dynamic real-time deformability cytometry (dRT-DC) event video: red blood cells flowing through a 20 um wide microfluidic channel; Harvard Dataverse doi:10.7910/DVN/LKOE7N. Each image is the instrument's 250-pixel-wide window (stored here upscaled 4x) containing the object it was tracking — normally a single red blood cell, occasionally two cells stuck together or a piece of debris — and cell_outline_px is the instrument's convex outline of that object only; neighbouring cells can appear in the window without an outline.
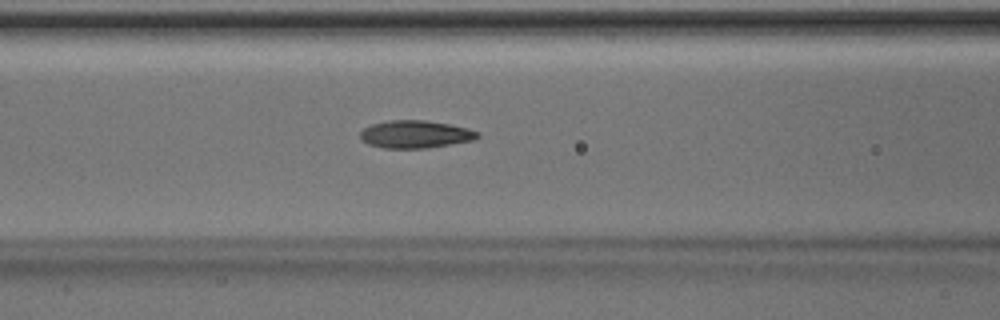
{"species": "Egyptian fruit bat (a non-hibernating species)", "species_latin": "Rousettus aegyptiacus", "temperature_condition": "room temperature", "stored_images_in_passage": 34, "camera_frame_rate_fps": 3000, "um_per_image_px": 0.085, "animal": {"sex": "male"}, "frame": {"image": 1, "passage_image": 5, "time_ms": 1.333, "image_size_px": [1000, 320], "cell_outline_px": [[480, 136], [476, 140], [428, 148], [384, 148], [368, 144], [360, 140], [360, 132], [364, 128], [372, 124], [388, 120], [424, 120], [448, 124], [468, 128], [480, 132]], "centroid_in_image_um": [35.32, 11.42], "position_along_channel_um": 131.3, "area_um2": 19.07}}
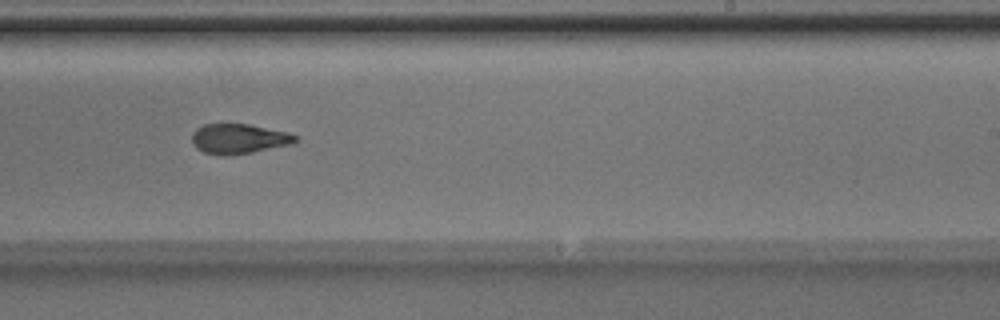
{"frame": {"image": 2, "passage_image": 15, "time_ms": 4.667, "image_size_px": [1000, 320], "cell_outline_px": [[296, 140], [292, 144], [252, 152], [224, 156], [204, 152], [196, 148], [192, 144], [192, 132], [196, 128], [204, 124], [248, 124], [288, 132], [296, 136]], "centroid_in_image_um": [20.26, 11.79], "position_along_channel_um": 268.7, "area_um2": 17.98}}
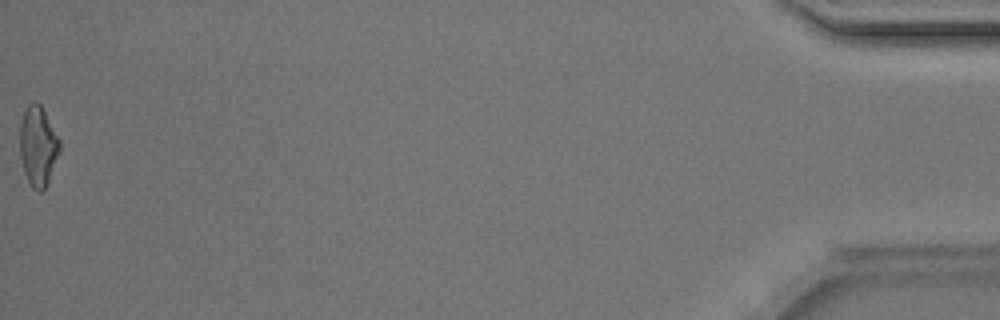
{"frame": {"image": 3, "passage_image": 34, "time_ms": 11.0, "image_size_px": [1000, 320], "cell_outline_px": [[60, 148], [48, 180], [44, 188], [40, 192], [32, 188], [24, 172], [20, 156], [20, 124], [24, 112], [28, 104], [36, 100], [40, 104], [60, 140]], "centroid_in_image_um": [3.21, 12.39], "position_along_channel_um": 432.0, "area_um2": 18.15}}